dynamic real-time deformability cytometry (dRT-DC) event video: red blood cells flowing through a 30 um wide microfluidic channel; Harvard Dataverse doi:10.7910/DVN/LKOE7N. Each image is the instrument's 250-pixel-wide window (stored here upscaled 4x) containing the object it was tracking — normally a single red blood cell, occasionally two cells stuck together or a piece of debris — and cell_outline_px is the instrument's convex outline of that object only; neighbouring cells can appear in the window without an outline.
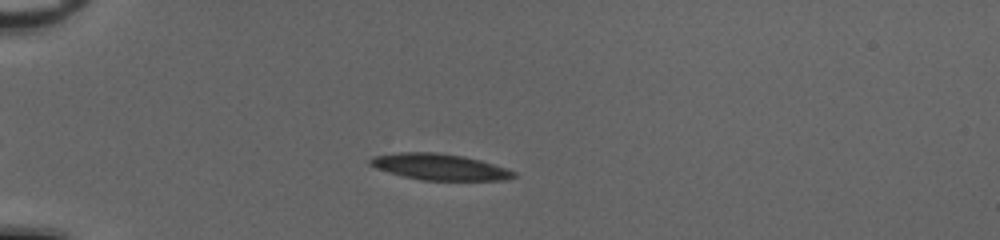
{"species": "common noctule bat (a hibernating species)", "species_latin": "Nyctalus noctula", "temperature_condition": "cold", "stored_images_in_passage": 48, "camera_frame_rate_fps": 3000, "um_per_image_px": 0.085, "animal": {"sex": "female", "body_mass_g": 20.0, "forearm_length_mm": 54.0}, "frame": {"image": 1, "passage_image": 14, "time_ms": 4.333, "image_size_px": [1000, 240], "cell_outline_px": [[516, 176], [504, 180], [424, 180], [404, 176], [376, 168], [368, 164], [368, 160], [372, 156], [400, 152], [436, 152], [464, 156], [480, 160], [516, 172]], "centroid_in_image_um": [37.33, 14.17], "position_along_channel_um": 47.7, "area_um2": 21.73}}
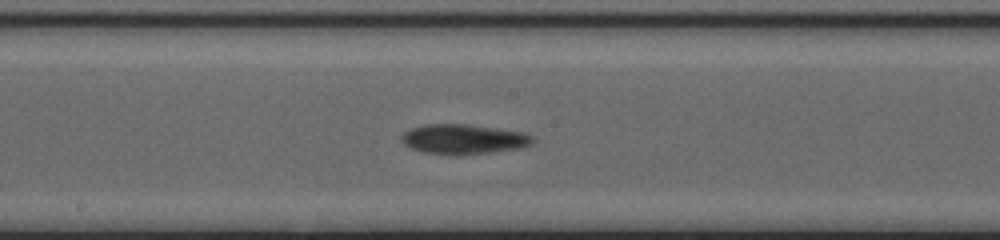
{"frame": {"image": 2, "passage_image": 29, "time_ms": 9.333, "image_size_px": [1000, 240], "cell_outline_px": [[536, 140], [532, 144], [520, 148], [492, 152], [456, 156], [452, 156], [424, 152], [408, 148], [400, 140], [400, 136], [404, 132], [412, 128], [424, 124], [468, 124], [524, 132], [532, 136]], "centroid_in_image_um": [39.38, 11.84], "position_along_channel_um": 208.8, "area_um2": 23.24}}
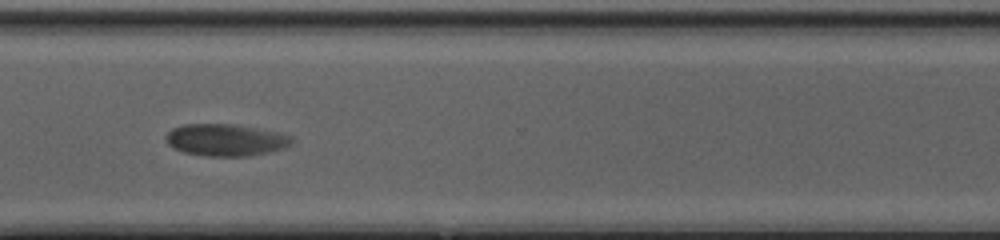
{"frame": {"image": 3, "passage_image": 40, "time_ms": 13.0, "image_size_px": [1000, 240], "cell_outline_px": [[292, 144], [284, 148], [268, 152], [248, 156], [204, 156], [184, 152], [168, 144], [164, 136], [172, 128], [184, 124], [236, 124], [276, 132], [292, 136]], "centroid_in_image_um": [19.17, 11.89], "position_along_channel_um": 351.4, "area_um2": 23.41}, "authors_computed_cell_mechanics": {"area_um2": 22.7732, "velocity_mm_per_s": 3.9, "shape_relaxation_time_tau1_ms": null, "shape_relaxation_time_tau2_ms": 0.2993, "deformation_change_tau1": null, "deformation_change_tau2": 0.0398}}